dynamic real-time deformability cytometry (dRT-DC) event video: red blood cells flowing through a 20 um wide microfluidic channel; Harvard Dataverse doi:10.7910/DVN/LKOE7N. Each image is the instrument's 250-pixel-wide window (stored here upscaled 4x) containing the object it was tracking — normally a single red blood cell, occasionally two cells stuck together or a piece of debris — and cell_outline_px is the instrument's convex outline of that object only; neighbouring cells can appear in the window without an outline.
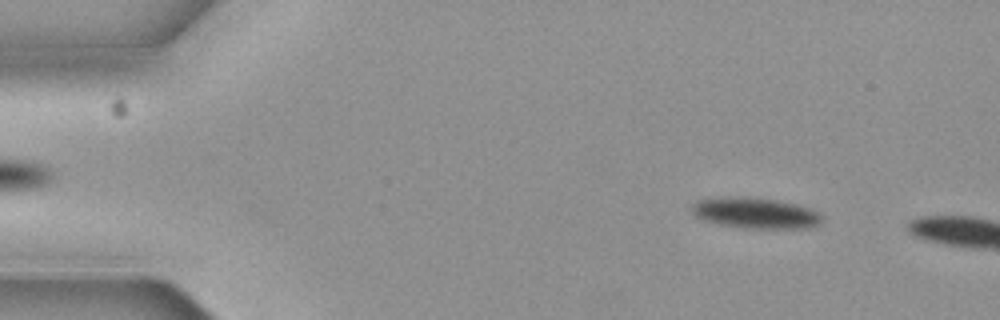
{"species": "common noctule bat (a hibernating species)", "species_latin": "Nyctalus noctula", "temperature_condition": "cold", "stored_images_in_passage": 2, "camera_frame_rate_fps": 3000, "um_per_image_px": 0.085, "animal": {"sex": "female", "body_mass_g": 19.3, "forearm_length_mm": 54.1}, "frame": {"image": 1, "passage_image": 1, "time_ms": 0.0, "image_size_px": [1000, 320], "cell_outline_px": [[824, 220], [820, 224], [808, 228], [744, 228], [720, 224], [704, 220], [696, 216], [688, 208], [696, 200], [728, 196], [736, 196], [776, 200], [796, 204], [812, 208], [820, 212], [824, 216]], "centroid_in_image_um": [64.24, 18.1], "position_along_channel_um": 20.8, "area_um2": 23.7}}